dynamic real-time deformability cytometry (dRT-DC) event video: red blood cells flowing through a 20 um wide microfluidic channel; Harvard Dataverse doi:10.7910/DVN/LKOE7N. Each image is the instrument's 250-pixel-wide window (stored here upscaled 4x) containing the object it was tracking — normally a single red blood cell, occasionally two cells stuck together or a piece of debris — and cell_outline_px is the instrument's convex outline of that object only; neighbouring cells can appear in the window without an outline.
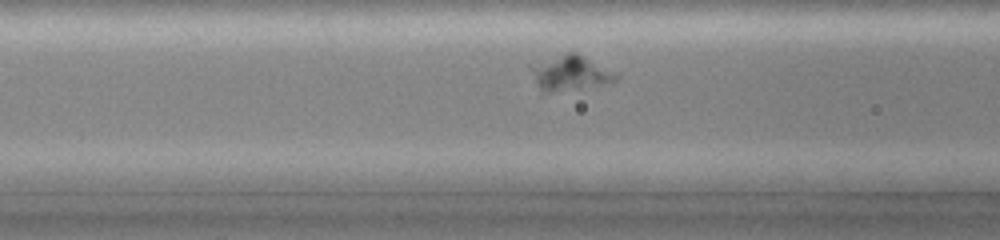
{"species": "common noctule bat (a hibernating species)", "species_latin": "Nyctalus noctula", "temperature_condition": "cold", "stored_images_in_passage": 28, "camera_frame_rate_fps": 3000, "um_per_image_px": 0.085, "animal": {"sex": "female", "body_mass_g": 19.0, "forearm_length_mm": 51.5}, "frame": {"image": 1, "passage_image": 9, "time_ms": 2.667, "image_size_px": [1000, 240], "cell_outline_px": [[620, 76], [616, 80], [600, 84], [580, 88], [552, 92], [544, 92], [536, 84], [528, 64], [568, 52], [576, 52]], "centroid_in_image_um": [48.38, 6.19], "position_along_channel_um": 118.2, "area_um2": 16.94}}